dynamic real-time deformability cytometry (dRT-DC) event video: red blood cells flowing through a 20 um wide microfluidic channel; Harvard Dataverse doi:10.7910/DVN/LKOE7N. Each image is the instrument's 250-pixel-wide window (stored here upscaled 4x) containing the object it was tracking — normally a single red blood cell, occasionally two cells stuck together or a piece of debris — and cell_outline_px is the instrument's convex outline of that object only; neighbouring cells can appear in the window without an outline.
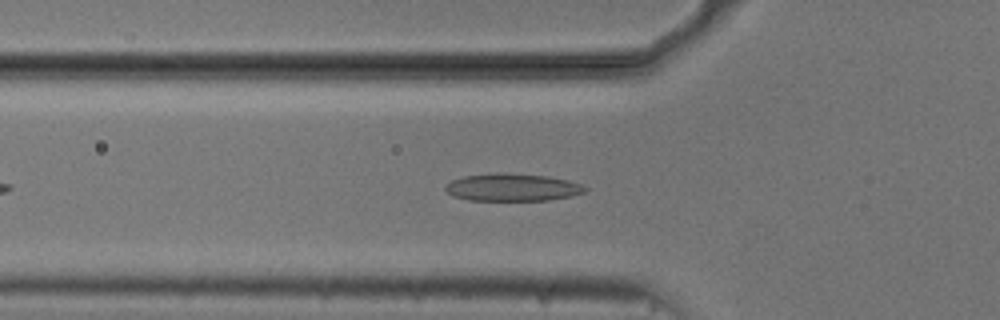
{"species": "common noctule bat (a hibernating species)", "species_latin": "Nyctalus noctula", "temperature_condition": "cold", "stored_images_in_passage": 45, "camera_frame_rate_fps": 3000, "um_per_image_px": 0.085, "animal": {"sex": "male", "body_mass_g": 20.5, "forearm_length_mm": 52.5}, "frame": {"image": 1, "passage_image": 10, "time_ms": 3.0, "image_size_px": [1000, 320], "cell_outline_px": [[588, 192], [572, 196], [548, 200], [468, 200], [452, 196], [444, 188], [452, 180], [464, 176], [496, 172], [548, 176], [568, 180], [580, 184], [588, 188]], "centroid_in_image_um": [43.58, 15.92], "position_along_channel_um": 82.2, "area_um2": 22.43}}
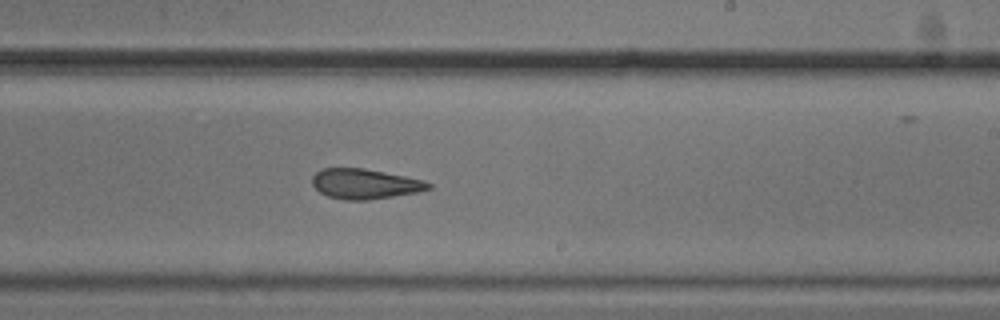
{"frame": {"image": 2, "passage_image": 24, "time_ms": 7.667, "image_size_px": [1000, 320], "cell_outline_px": [[432, 188], [416, 192], [368, 200], [344, 200], [328, 196], [320, 192], [312, 184], [312, 176], [320, 168], [364, 168], [424, 180], [432, 184]], "centroid_in_image_um": [30.99, 15.62], "position_along_channel_um": 258.0, "area_um2": 20.29}}
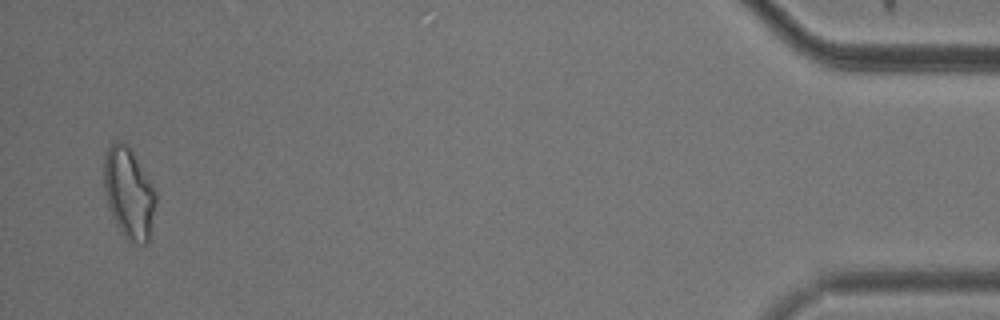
{"frame": {"image": 3, "passage_image": 44, "time_ms": 14.333, "image_size_px": [1000, 320], "cell_outline_px": [[156, 204], [148, 244], [136, 244], [128, 240], [120, 232], [108, 208], [104, 188], [104, 152], [108, 144], [116, 140], [124, 140], [128, 144], [156, 188]], "centroid_in_image_um": [10.95, 16.37], "position_along_channel_um": 424.2, "area_um2": 28.26}, "authors_computed_cell_mechanics": {"area_um2": 21.9062, "velocity_mm_per_s": 3.7488, "shape_relaxation_time_tau1_ms": 5.1918, "shape_relaxation_time_tau2_ms": 4.7935, "deformation_change_tau1": 0.1273, "deformation_change_tau2": 0.1319}}